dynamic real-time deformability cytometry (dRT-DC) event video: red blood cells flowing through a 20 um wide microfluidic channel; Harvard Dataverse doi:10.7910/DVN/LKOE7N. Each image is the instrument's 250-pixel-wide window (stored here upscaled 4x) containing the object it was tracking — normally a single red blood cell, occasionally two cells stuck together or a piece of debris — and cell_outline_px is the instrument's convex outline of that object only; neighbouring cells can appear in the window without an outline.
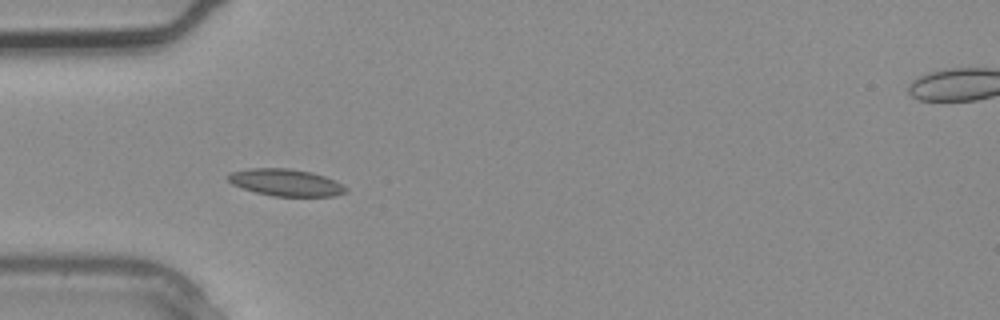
{"species": "common noctule bat (a hibernating species)", "species_latin": "Nyctalus noctula", "temperature_condition": "warm", "stored_images_in_passage": 4, "segment_of_instrument_passage": [2, 2], "camera_frame_rate_fps": 3000, "um_per_image_px": 0.085, "animal": {"sex": "male", "body_mass_g": 20.4}, "frame": {"image": 1, "passage_image": 4, "time_ms": 1.0, "image_size_px": [1000, 320], "cell_outline_px": [[348, 192], [332, 196], [272, 196], [256, 192], [232, 184], [228, 180], [228, 176], [232, 172], [248, 168], [288, 168], [312, 172], [336, 180], [348, 188]], "centroid_in_image_um": [24.34, 15.51], "position_along_channel_um": 60.7, "area_um2": 18.5}}